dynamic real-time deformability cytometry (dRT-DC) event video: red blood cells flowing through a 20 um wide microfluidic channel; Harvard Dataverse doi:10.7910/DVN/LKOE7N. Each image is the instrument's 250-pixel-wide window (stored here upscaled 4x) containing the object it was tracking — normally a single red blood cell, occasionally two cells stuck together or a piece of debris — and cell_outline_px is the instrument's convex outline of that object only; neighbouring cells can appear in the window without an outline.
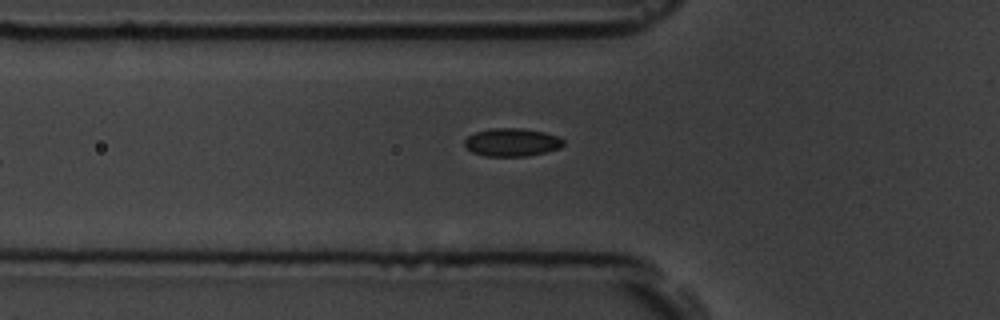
{"species": "common noctule bat (a hibernating species)", "species_latin": "Nyctalus noctula", "temperature_condition": "room temperature", "stored_images_in_passage": 7, "camera_frame_rate_fps": 3000, "um_per_image_px": 0.085, "animal": {"sex": "male", "body_mass_g": 19.5, "forearm_length_mm": 54.6}, "frame": {"image": 1, "passage_image": 6, "time_ms": 6.667, "image_size_px": [1000, 320], "cell_outline_px": [[564, 144], [560, 148], [528, 156], [484, 156], [472, 152], [464, 144], [464, 140], [468, 136], [476, 132], [492, 128], [520, 128], [544, 132], [556, 136], [564, 140]], "centroid_in_image_um": [43.5, 12.1], "position_along_channel_um": 82.3, "area_um2": 16.07}}
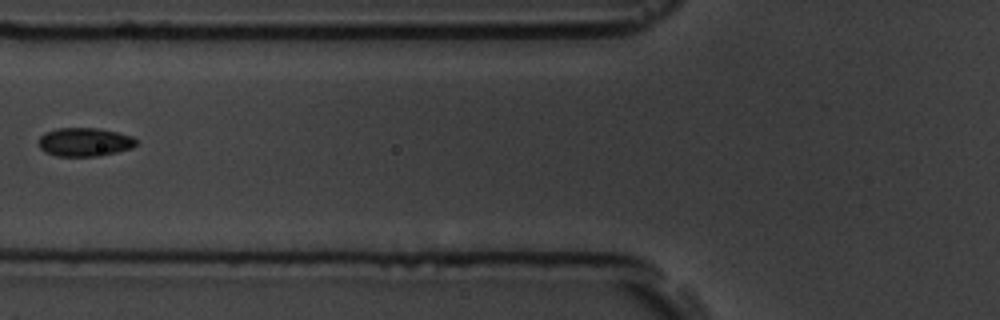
{"frame": {"image": 2, "passage_image": 7, "time_ms": 7.667, "image_size_px": [1000, 320], "cell_outline_px": [[136, 144], [132, 148], [100, 156], [56, 156], [44, 152], [40, 148], [40, 136], [44, 132], [56, 128], [96, 128], [116, 132], [132, 136], [136, 140]], "centroid_in_image_um": [7.17, 12.07], "position_along_channel_um": 118.6, "area_um2": 16.24}}